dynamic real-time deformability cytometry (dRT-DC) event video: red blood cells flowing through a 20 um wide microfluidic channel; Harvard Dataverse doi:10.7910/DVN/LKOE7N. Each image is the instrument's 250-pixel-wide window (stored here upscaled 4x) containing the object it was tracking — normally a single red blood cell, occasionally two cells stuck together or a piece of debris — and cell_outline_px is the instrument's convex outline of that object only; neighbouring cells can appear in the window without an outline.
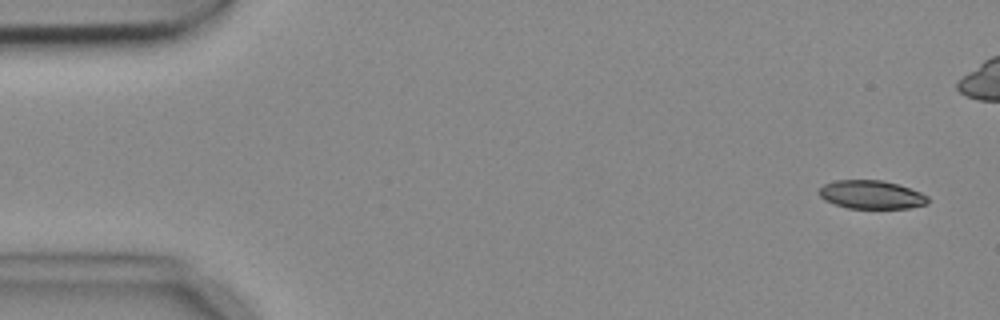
{"species": "common noctule bat (a hibernating species)", "species_latin": "Nyctalus noctula", "temperature_condition": "cold", "stored_images_in_passage": 7, "camera_frame_rate_fps": 3000, "um_per_image_px": 0.085, "animal": {"sex": "female", "body_mass_g": 18.4}, "frame": {"image": 1, "passage_image": 1, "time_ms": 0.0, "image_size_px": [1000, 320], "cell_outline_px": [[928, 204], [908, 208], [848, 208], [824, 200], [816, 192], [824, 184], [836, 180], [884, 180], [920, 192], [928, 196]], "centroid_in_image_um": [74.04, 16.54], "position_along_channel_um": 11.0, "area_um2": 17.98}}
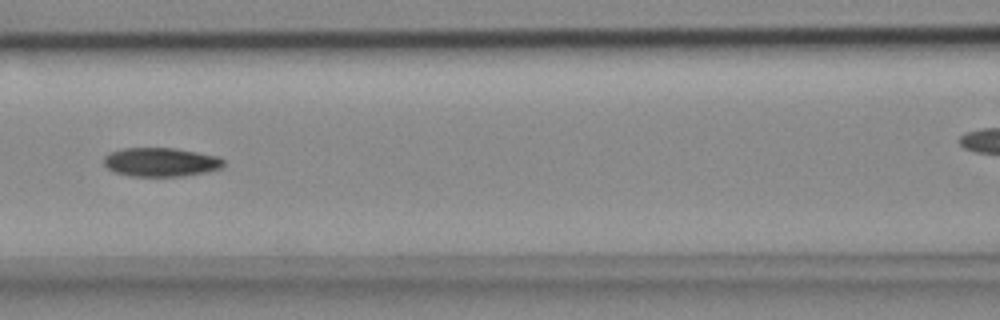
{"frame": {"image": 2, "passage_image": 7, "time_ms": 2.0, "image_size_px": [1000, 320], "cell_outline_px": [[224, 164], [220, 168], [208, 172], [184, 176], [128, 176], [112, 172], [104, 164], [104, 156], [108, 152], [124, 148], [172, 148], [196, 152], [216, 156], [224, 160]], "centroid_in_image_um": [13.62, 13.79], "position_along_channel_um": 153.0, "area_um2": 20.23}}